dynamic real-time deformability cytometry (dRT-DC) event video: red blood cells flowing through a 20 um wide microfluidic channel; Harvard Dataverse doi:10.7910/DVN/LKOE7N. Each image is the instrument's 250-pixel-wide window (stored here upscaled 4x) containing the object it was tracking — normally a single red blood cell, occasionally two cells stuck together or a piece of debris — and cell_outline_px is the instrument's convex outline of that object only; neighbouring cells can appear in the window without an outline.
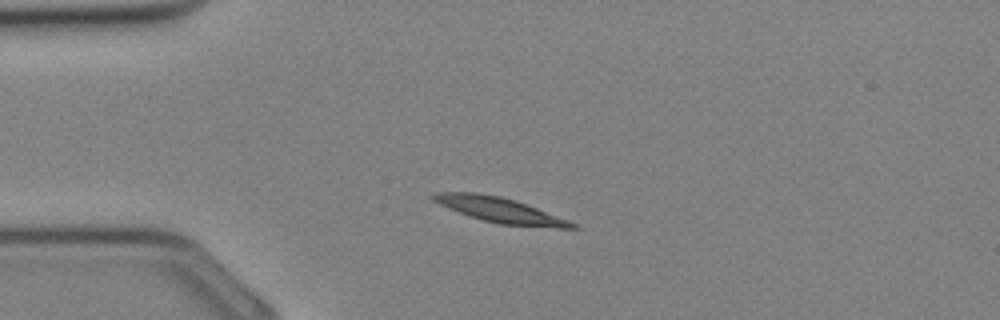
{"species": "Egyptian fruit bat (a non-hibernating species)", "species_latin": "Rousettus aegyptiacus", "temperature_condition": "cold", "stored_images_in_passage": 27, "camera_frame_rate_fps": 3000, "um_per_image_px": 0.085, "animal": {"sex": "female"}, "frame": {"image": 1, "passage_image": 1, "time_ms": 0.0, "image_size_px": [1000, 320], "cell_outline_px": [[580, 228], [556, 228], [500, 224], [484, 220], [448, 208], [432, 200], [428, 196], [436, 192], [476, 192], [500, 196], [516, 200], [568, 220], [576, 224]], "centroid_in_image_um": [42.49, 17.84], "position_along_channel_um": 42.5, "area_um2": 20.11}}
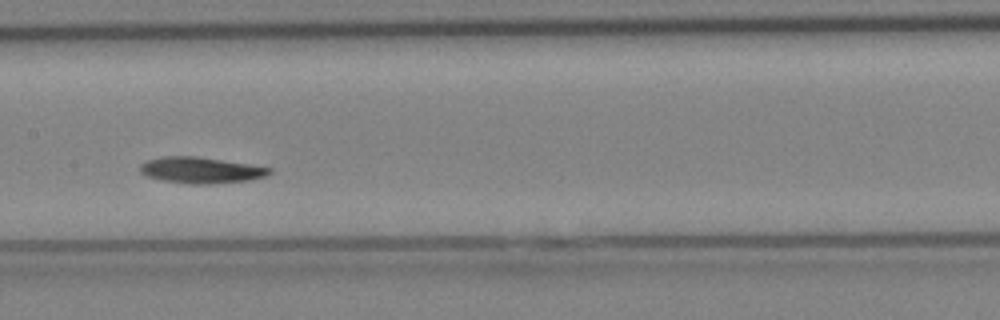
{"frame": {"image": 2, "passage_image": 10, "time_ms": 3.0, "image_size_px": [1000, 320], "cell_outline_px": [[272, 172], [264, 176], [252, 180], [212, 184], [192, 184], [160, 180], [148, 176], [140, 172], [140, 164], [148, 160], [160, 156], [196, 156], [248, 164], [272, 168]], "centroid_in_image_um": [17.06, 14.47], "position_along_channel_um": 190.3, "area_um2": 19.71}}
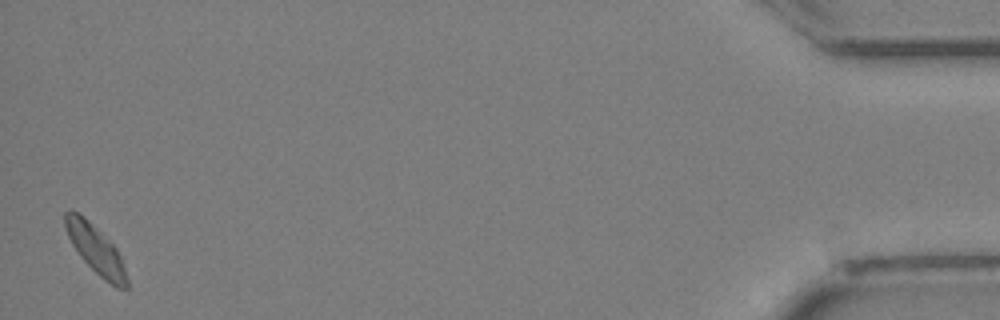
{"frame": {"image": 3, "passage_image": 27, "time_ms": 8.667, "image_size_px": [1000, 320], "cell_outline_px": [[128, 288], [116, 288], [104, 280], [80, 256], [72, 244], [68, 236], [64, 224], [64, 212], [68, 208], [84, 216], [116, 248], [120, 256], [128, 280]], "centroid_in_image_um": [8.11, 21.19], "position_along_channel_um": 427.1, "area_um2": 17.11}}